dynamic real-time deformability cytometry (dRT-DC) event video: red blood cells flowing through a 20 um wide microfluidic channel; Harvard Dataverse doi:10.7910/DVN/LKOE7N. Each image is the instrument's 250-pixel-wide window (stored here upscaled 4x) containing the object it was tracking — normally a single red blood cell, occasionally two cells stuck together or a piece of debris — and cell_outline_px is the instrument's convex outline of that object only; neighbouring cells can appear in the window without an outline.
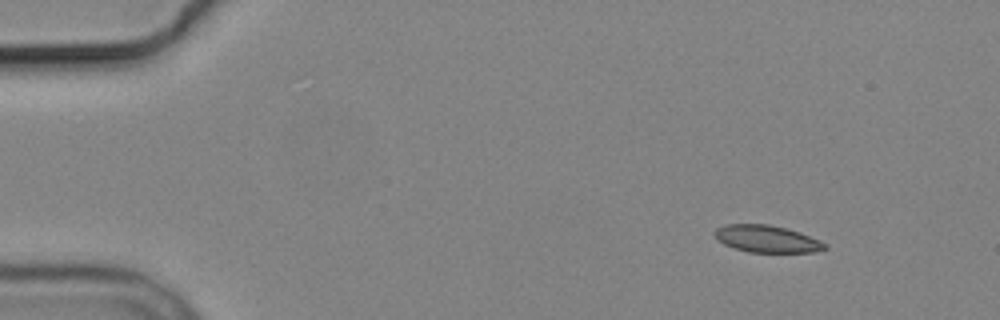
{"species": "common noctule bat (a hibernating species)", "species_latin": "Nyctalus noctula", "temperature_condition": "cold", "stored_images_in_passage": 5, "segment_of_instrument_passage": [1, 2], "camera_frame_rate_fps": 3000, "um_per_image_px": 0.085, "animal": {"sex": "male", "body_mass_g": 19.2, "forearm_length_mm": 51.8}, "frame": {"image": 1, "passage_image": 1, "time_ms": 0.0, "image_size_px": [1000, 320], "cell_outline_px": [[828, 248], [812, 252], [748, 252], [724, 244], [716, 236], [716, 228], [728, 224], [768, 224], [800, 232], [828, 244]], "centroid_in_image_um": [65.23, 20.31], "position_along_channel_um": 19.8, "area_um2": 17.11}}
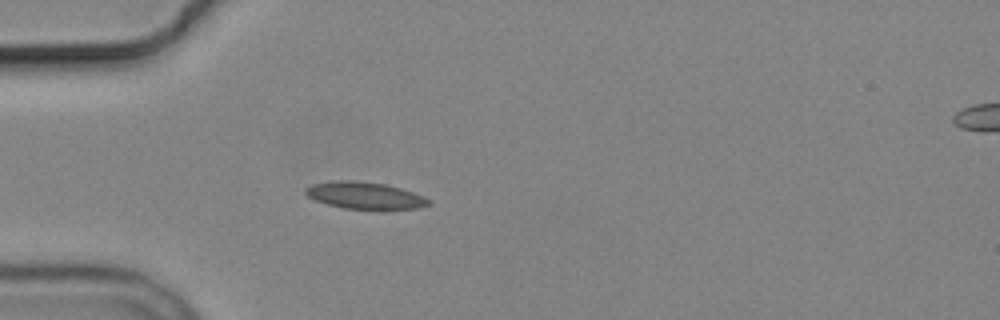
{"frame": {"image": 2, "passage_image": 4, "time_ms": 3.333, "image_size_px": [1000, 320], "cell_outline_px": [[432, 204], [420, 208], [380, 212], [344, 208], [328, 204], [316, 200], [308, 196], [304, 192], [304, 188], [312, 184], [336, 180], [352, 180], [384, 184], [400, 188], [424, 196]], "centroid_in_image_um": [31.06, 16.66], "position_along_channel_um": 53.9, "area_um2": 20.0}}